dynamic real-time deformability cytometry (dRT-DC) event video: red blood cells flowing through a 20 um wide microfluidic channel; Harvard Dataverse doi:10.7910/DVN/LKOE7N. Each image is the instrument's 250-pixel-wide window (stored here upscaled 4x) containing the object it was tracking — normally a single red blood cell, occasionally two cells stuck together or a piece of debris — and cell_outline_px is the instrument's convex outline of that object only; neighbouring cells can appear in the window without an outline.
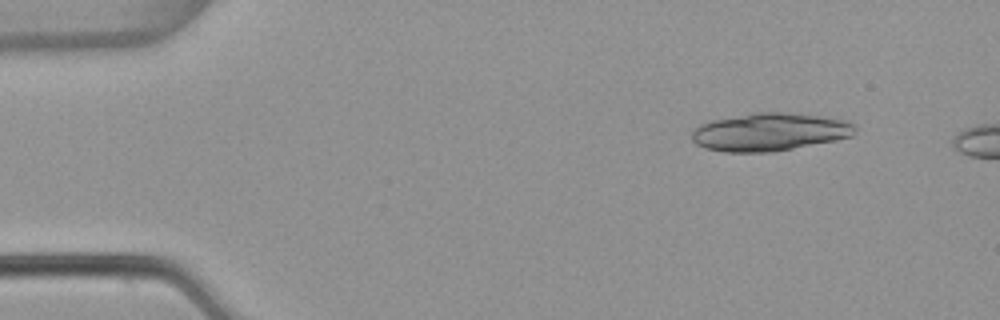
{"species": "common noctule bat (a hibernating species)", "species_latin": "Nyctalus noctula", "temperature_condition": "warm", "stored_images_in_passage": 6, "camera_frame_rate_fps": 3000, "um_per_image_px": 0.085, "animal": {"sex": "female", "body_mass_g": 22.7, "forearm_length_mm": 54.2}, "frame": {"image": 1, "passage_image": 2, "time_ms": 0.333, "image_size_px": [1000, 320], "cell_outline_px": [[856, 132], [852, 136], [836, 140], [772, 152], [724, 152], [704, 148], [696, 144], [692, 140], [692, 128], [700, 124], [712, 120], [752, 112], [788, 112], [820, 116], [844, 120], [856, 124]], "centroid_in_image_um": [65.4, 11.21], "position_along_channel_um": 19.6, "area_um2": 36.36}}